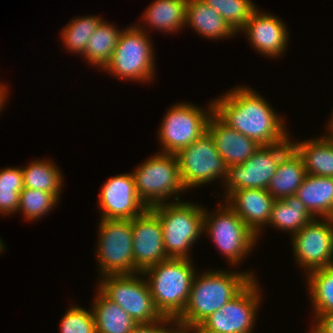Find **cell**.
I'll return each instance as SVG.
<instances>
[{"label":"cell","instance_id":"obj_13","mask_svg":"<svg viewBox=\"0 0 333 333\" xmlns=\"http://www.w3.org/2000/svg\"><path fill=\"white\" fill-rule=\"evenodd\" d=\"M255 280L199 326L209 333H251L261 297Z\"/></svg>","mask_w":333,"mask_h":333},{"label":"cell","instance_id":"obj_20","mask_svg":"<svg viewBox=\"0 0 333 333\" xmlns=\"http://www.w3.org/2000/svg\"><path fill=\"white\" fill-rule=\"evenodd\" d=\"M295 196L314 217L330 218L333 214V177L307 174Z\"/></svg>","mask_w":333,"mask_h":333},{"label":"cell","instance_id":"obj_37","mask_svg":"<svg viewBox=\"0 0 333 333\" xmlns=\"http://www.w3.org/2000/svg\"><path fill=\"white\" fill-rule=\"evenodd\" d=\"M184 333H209L199 325H177Z\"/></svg>","mask_w":333,"mask_h":333},{"label":"cell","instance_id":"obj_22","mask_svg":"<svg viewBox=\"0 0 333 333\" xmlns=\"http://www.w3.org/2000/svg\"><path fill=\"white\" fill-rule=\"evenodd\" d=\"M306 175L303 159L292 147L279 162L267 191L276 200L295 195Z\"/></svg>","mask_w":333,"mask_h":333},{"label":"cell","instance_id":"obj_27","mask_svg":"<svg viewBox=\"0 0 333 333\" xmlns=\"http://www.w3.org/2000/svg\"><path fill=\"white\" fill-rule=\"evenodd\" d=\"M120 33L116 26L107 24L103 20L91 35L85 48L83 55L88 63L104 69L112 58Z\"/></svg>","mask_w":333,"mask_h":333},{"label":"cell","instance_id":"obj_4","mask_svg":"<svg viewBox=\"0 0 333 333\" xmlns=\"http://www.w3.org/2000/svg\"><path fill=\"white\" fill-rule=\"evenodd\" d=\"M151 207L159 216L166 254L169 258L191 259L188 249L204 231V208L179 200ZM180 201V202H179Z\"/></svg>","mask_w":333,"mask_h":333},{"label":"cell","instance_id":"obj_40","mask_svg":"<svg viewBox=\"0 0 333 333\" xmlns=\"http://www.w3.org/2000/svg\"><path fill=\"white\" fill-rule=\"evenodd\" d=\"M332 115H333V114H332ZM331 118H332V120L329 122L330 124H329L328 127L330 128V129H329V132H330V133H333V116H332Z\"/></svg>","mask_w":333,"mask_h":333},{"label":"cell","instance_id":"obj_14","mask_svg":"<svg viewBox=\"0 0 333 333\" xmlns=\"http://www.w3.org/2000/svg\"><path fill=\"white\" fill-rule=\"evenodd\" d=\"M292 241L296 262L307 271L333 266V224L330 218H324L322 222L314 218L292 235Z\"/></svg>","mask_w":333,"mask_h":333},{"label":"cell","instance_id":"obj_34","mask_svg":"<svg viewBox=\"0 0 333 333\" xmlns=\"http://www.w3.org/2000/svg\"><path fill=\"white\" fill-rule=\"evenodd\" d=\"M61 319V333H96L95 318L92 310L79 306L71 307Z\"/></svg>","mask_w":333,"mask_h":333},{"label":"cell","instance_id":"obj_8","mask_svg":"<svg viewBox=\"0 0 333 333\" xmlns=\"http://www.w3.org/2000/svg\"><path fill=\"white\" fill-rule=\"evenodd\" d=\"M224 205V208L218 206L219 210L217 214L214 212L215 215L208 214L204 209V231L207 230L217 249L229 263L237 265L256 244L257 235L227 203Z\"/></svg>","mask_w":333,"mask_h":333},{"label":"cell","instance_id":"obj_26","mask_svg":"<svg viewBox=\"0 0 333 333\" xmlns=\"http://www.w3.org/2000/svg\"><path fill=\"white\" fill-rule=\"evenodd\" d=\"M188 0H155L143 14L145 23L165 32H177L185 26Z\"/></svg>","mask_w":333,"mask_h":333},{"label":"cell","instance_id":"obj_38","mask_svg":"<svg viewBox=\"0 0 333 333\" xmlns=\"http://www.w3.org/2000/svg\"><path fill=\"white\" fill-rule=\"evenodd\" d=\"M7 90V87L5 88V85H3V84H0V111H1V109H2V107H3V103H5V97H7L6 96V93L8 92V90Z\"/></svg>","mask_w":333,"mask_h":333},{"label":"cell","instance_id":"obj_29","mask_svg":"<svg viewBox=\"0 0 333 333\" xmlns=\"http://www.w3.org/2000/svg\"><path fill=\"white\" fill-rule=\"evenodd\" d=\"M307 273L309 294L314 303L315 316L333 313V266Z\"/></svg>","mask_w":333,"mask_h":333},{"label":"cell","instance_id":"obj_2","mask_svg":"<svg viewBox=\"0 0 333 333\" xmlns=\"http://www.w3.org/2000/svg\"><path fill=\"white\" fill-rule=\"evenodd\" d=\"M249 272L207 271L195 275L189 299L177 325H200L212 313L237 296L253 279Z\"/></svg>","mask_w":333,"mask_h":333},{"label":"cell","instance_id":"obj_28","mask_svg":"<svg viewBox=\"0 0 333 333\" xmlns=\"http://www.w3.org/2000/svg\"><path fill=\"white\" fill-rule=\"evenodd\" d=\"M23 172L24 188H31L50 192L60 196L62 188V174L58 167L50 160L34 161L27 167L21 168Z\"/></svg>","mask_w":333,"mask_h":333},{"label":"cell","instance_id":"obj_23","mask_svg":"<svg viewBox=\"0 0 333 333\" xmlns=\"http://www.w3.org/2000/svg\"><path fill=\"white\" fill-rule=\"evenodd\" d=\"M292 147L302 157L307 174L333 177V133L322 138L292 142Z\"/></svg>","mask_w":333,"mask_h":333},{"label":"cell","instance_id":"obj_36","mask_svg":"<svg viewBox=\"0 0 333 333\" xmlns=\"http://www.w3.org/2000/svg\"><path fill=\"white\" fill-rule=\"evenodd\" d=\"M314 318L316 324L310 333H333V313L317 315Z\"/></svg>","mask_w":333,"mask_h":333},{"label":"cell","instance_id":"obj_16","mask_svg":"<svg viewBox=\"0 0 333 333\" xmlns=\"http://www.w3.org/2000/svg\"><path fill=\"white\" fill-rule=\"evenodd\" d=\"M99 196L101 219L132 220L148 209L137 193L132 173L108 179Z\"/></svg>","mask_w":333,"mask_h":333},{"label":"cell","instance_id":"obj_25","mask_svg":"<svg viewBox=\"0 0 333 333\" xmlns=\"http://www.w3.org/2000/svg\"><path fill=\"white\" fill-rule=\"evenodd\" d=\"M315 217L295 195L275 200L268 224L296 234Z\"/></svg>","mask_w":333,"mask_h":333},{"label":"cell","instance_id":"obj_17","mask_svg":"<svg viewBox=\"0 0 333 333\" xmlns=\"http://www.w3.org/2000/svg\"><path fill=\"white\" fill-rule=\"evenodd\" d=\"M286 29L281 19L263 14L256 8L240 31L246 32L248 40L258 53L278 57L286 50L289 37Z\"/></svg>","mask_w":333,"mask_h":333},{"label":"cell","instance_id":"obj_30","mask_svg":"<svg viewBox=\"0 0 333 333\" xmlns=\"http://www.w3.org/2000/svg\"><path fill=\"white\" fill-rule=\"evenodd\" d=\"M102 21L103 19L94 15L73 19L61 33L64 44L71 52L83 55L88 40Z\"/></svg>","mask_w":333,"mask_h":333},{"label":"cell","instance_id":"obj_39","mask_svg":"<svg viewBox=\"0 0 333 333\" xmlns=\"http://www.w3.org/2000/svg\"><path fill=\"white\" fill-rule=\"evenodd\" d=\"M175 328L176 329H172L170 333H184L177 325Z\"/></svg>","mask_w":333,"mask_h":333},{"label":"cell","instance_id":"obj_3","mask_svg":"<svg viewBox=\"0 0 333 333\" xmlns=\"http://www.w3.org/2000/svg\"><path fill=\"white\" fill-rule=\"evenodd\" d=\"M191 259L168 258L152 265L139 275L146 276L157 310L163 317L177 319L189 299L195 271Z\"/></svg>","mask_w":333,"mask_h":333},{"label":"cell","instance_id":"obj_1","mask_svg":"<svg viewBox=\"0 0 333 333\" xmlns=\"http://www.w3.org/2000/svg\"><path fill=\"white\" fill-rule=\"evenodd\" d=\"M250 89L237 87L214 100L213 113L227 126L259 145L285 142L289 134L282 118L264 98Z\"/></svg>","mask_w":333,"mask_h":333},{"label":"cell","instance_id":"obj_41","mask_svg":"<svg viewBox=\"0 0 333 333\" xmlns=\"http://www.w3.org/2000/svg\"><path fill=\"white\" fill-rule=\"evenodd\" d=\"M4 243L2 242L1 238H0V252H2V250H4Z\"/></svg>","mask_w":333,"mask_h":333},{"label":"cell","instance_id":"obj_21","mask_svg":"<svg viewBox=\"0 0 333 333\" xmlns=\"http://www.w3.org/2000/svg\"><path fill=\"white\" fill-rule=\"evenodd\" d=\"M185 24L209 39L228 38L236 32L225 19L202 0H188Z\"/></svg>","mask_w":333,"mask_h":333},{"label":"cell","instance_id":"obj_24","mask_svg":"<svg viewBox=\"0 0 333 333\" xmlns=\"http://www.w3.org/2000/svg\"><path fill=\"white\" fill-rule=\"evenodd\" d=\"M91 307H93L96 333H131L137 325L128 313L100 290Z\"/></svg>","mask_w":333,"mask_h":333},{"label":"cell","instance_id":"obj_12","mask_svg":"<svg viewBox=\"0 0 333 333\" xmlns=\"http://www.w3.org/2000/svg\"><path fill=\"white\" fill-rule=\"evenodd\" d=\"M180 178L185 189L225 179L227 166L208 132L176 153Z\"/></svg>","mask_w":333,"mask_h":333},{"label":"cell","instance_id":"obj_18","mask_svg":"<svg viewBox=\"0 0 333 333\" xmlns=\"http://www.w3.org/2000/svg\"><path fill=\"white\" fill-rule=\"evenodd\" d=\"M207 132L227 167L246 162L261 146L227 126L214 113L208 119Z\"/></svg>","mask_w":333,"mask_h":333},{"label":"cell","instance_id":"obj_15","mask_svg":"<svg viewBox=\"0 0 333 333\" xmlns=\"http://www.w3.org/2000/svg\"><path fill=\"white\" fill-rule=\"evenodd\" d=\"M134 274L169 257L166 254L159 216L151 209L132 219Z\"/></svg>","mask_w":333,"mask_h":333},{"label":"cell","instance_id":"obj_31","mask_svg":"<svg viewBox=\"0 0 333 333\" xmlns=\"http://www.w3.org/2000/svg\"><path fill=\"white\" fill-rule=\"evenodd\" d=\"M24 189L23 172L20 168L0 170V213H16L19 207L20 192Z\"/></svg>","mask_w":333,"mask_h":333},{"label":"cell","instance_id":"obj_5","mask_svg":"<svg viewBox=\"0 0 333 333\" xmlns=\"http://www.w3.org/2000/svg\"><path fill=\"white\" fill-rule=\"evenodd\" d=\"M144 30L139 25L121 30L112 58L102 70L124 80L150 82L155 70L154 52Z\"/></svg>","mask_w":333,"mask_h":333},{"label":"cell","instance_id":"obj_10","mask_svg":"<svg viewBox=\"0 0 333 333\" xmlns=\"http://www.w3.org/2000/svg\"><path fill=\"white\" fill-rule=\"evenodd\" d=\"M99 227L101 276L134 274L132 220L101 219Z\"/></svg>","mask_w":333,"mask_h":333},{"label":"cell","instance_id":"obj_6","mask_svg":"<svg viewBox=\"0 0 333 333\" xmlns=\"http://www.w3.org/2000/svg\"><path fill=\"white\" fill-rule=\"evenodd\" d=\"M132 174L137 193L148 208L167 203L169 196L185 190L174 153L159 152L137 167Z\"/></svg>","mask_w":333,"mask_h":333},{"label":"cell","instance_id":"obj_19","mask_svg":"<svg viewBox=\"0 0 333 333\" xmlns=\"http://www.w3.org/2000/svg\"><path fill=\"white\" fill-rule=\"evenodd\" d=\"M225 202L257 235L268 224L275 198L265 189H239L232 191ZM230 203V204H229Z\"/></svg>","mask_w":333,"mask_h":333},{"label":"cell","instance_id":"obj_32","mask_svg":"<svg viewBox=\"0 0 333 333\" xmlns=\"http://www.w3.org/2000/svg\"><path fill=\"white\" fill-rule=\"evenodd\" d=\"M211 8H214L228 23V25L238 33L249 17L256 9L251 0H202Z\"/></svg>","mask_w":333,"mask_h":333},{"label":"cell","instance_id":"obj_9","mask_svg":"<svg viewBox=\"0 0 333 333\" xmlns=\"http://www.w3.org/2000/svg\"><path fill=\"white\" fill-rule=\"evenodd\" d=\"M291 148L292 142L289 139L273 145H261L246 162L227 167L225 197L239 189L267 190L279 162Z\"/></svg>","mask_w":333,"mask_h":333},{"label":"cell","instance_id":"obj_42","mask_svg":"<svg viewBox=\"0 0 333 333\" xmlns=\"http://www.w3.org/2000/svg\"><path fill=\"white\" fill-rule=\"evenodd\" d=\"M330 219H331V221H332V224H333V214H332V216L330 217Z\"/></svg>","mask_w":333,"mask_h":333},{"label":"cell","instance_id":"obj_11","mask_svg":"<svg viewBox=\"0 0 333 333\" xmlns=\"http://www.w3.org/2000/svg\"><path fill=\"white\" fill-rule=\"evenodd\" d=\"M208 112L189 103H177L169 109L159 128L163 153L176 154L207 132V123L213 114V101Z\"/></svg>","mask_w":333,"mask_h":333},{"label":"cell","instance_id":"obj_33","mask_svg":"<svg viewBox=\"0 0 333 333\" xmlns=\"http://www.w3.org/2000/svg\"><path fill=\"white\" fill-rule=\"evenodd\" d=\"M57 195L50 192L24 188L20 192L19 207L17 211H22L27 220L41 219L57 204Z\"/></svg>","mask_w":333,"mask_h":333},{"label":"cell","instance_id":"obj_7","mask_svg":"<svg viewBox=\"0 0 333 333\" xmlns=\"http://www.w3.org/2000/svg\"><path fill=\"white\" fill-rule=\"evenodd\" d=\"M138 274L102 276L103 280H100L98 288L108 299L128 313L137 324L157 322L163 316L154 304L147 281L139 279Z\"/></svg>","mask_w":333,"mask_h":333},{"label":"cell","instance_id":"obj_35","mask_svg":"<svg viewBox=\"0 0 333 333\" xmlns=\"http://www.w3.org/2000/svg\"><path fill=\"white\" fill-rule=\"evenodd\" d=\"M170 323H174V325H171L174 328L177 322L173 318L163 317L157 322L148 324H137L133 328L131 333H170L173 328L166 329L165 327V325Z\"/></svg>","mask_w":333,"mask_h":333}]
</instances>
